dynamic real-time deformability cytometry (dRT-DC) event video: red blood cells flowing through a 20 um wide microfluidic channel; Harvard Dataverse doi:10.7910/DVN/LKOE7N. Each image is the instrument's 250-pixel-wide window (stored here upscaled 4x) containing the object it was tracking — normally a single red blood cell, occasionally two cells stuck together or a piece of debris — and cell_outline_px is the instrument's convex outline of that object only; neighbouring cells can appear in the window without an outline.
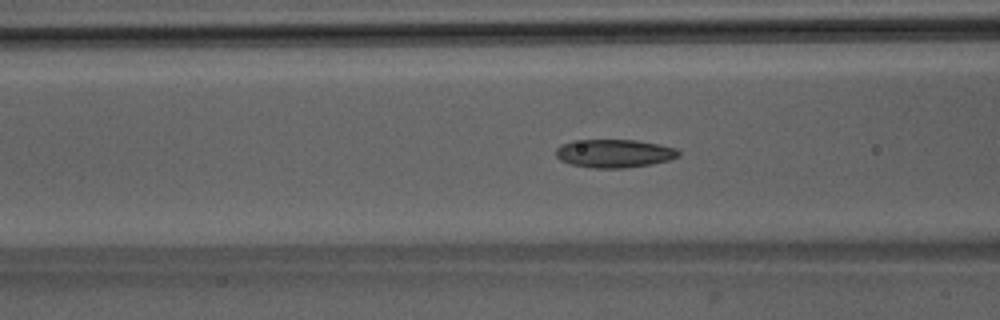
{"species": "Egyptian fruit bat (a non-hibernating species)", "species_latin": "Rousettus aegyptiacus", "temperature_condition": "room temperature", "stored_images_in_passage": 44, "camera_frame_rate_fps": 3000, "um_per_image_px": 0.085, "animal": {"sex": "male"}, "frame": {"image": 1, "passage_image": 13, "time_ms": 4.0, "image_size_px": [1000, 320], "cell_outline_px": [[680, 156], [668, 160], [652, 164], [624, 168], [592, 168], [572, 164], [560, 160], [556, 156], [556, 148], [560, 144], [572, 140], [636, 140], [660, 144], [676, 148], [680, 152]], "centroid_in_image_um": [52.21, 13.03], "position_along_channel_um": 114.4, "area_um2": 20.35}}
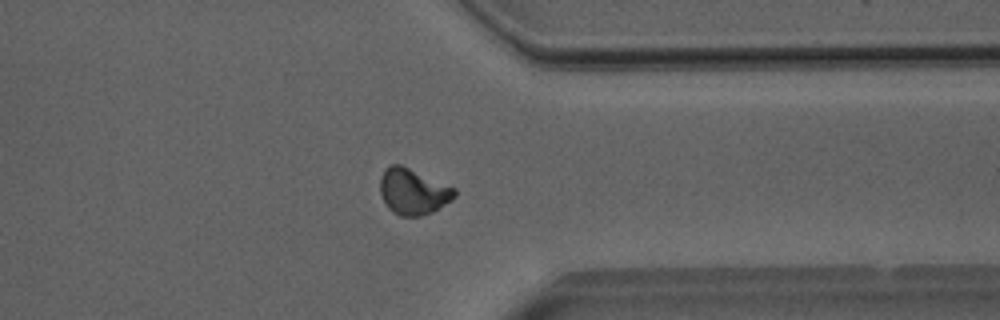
{"frame": {"image": 2, "passage_image": 33, "time_ms": 10.667, "image_size_px": [1000, 320], "cell_outline_px": [[456, 196], [452, 200], [432, 212], [420, 216], [400, 216], [392, 212], [388, 208], [380, 192], [380, 176], [384, 168], [392, 164], [400, 164], [456, 188]], "centroid_in_image_um": [35.1, 16.28], "position_along_channel_um": 376.3, "area_um2": 20.0}}
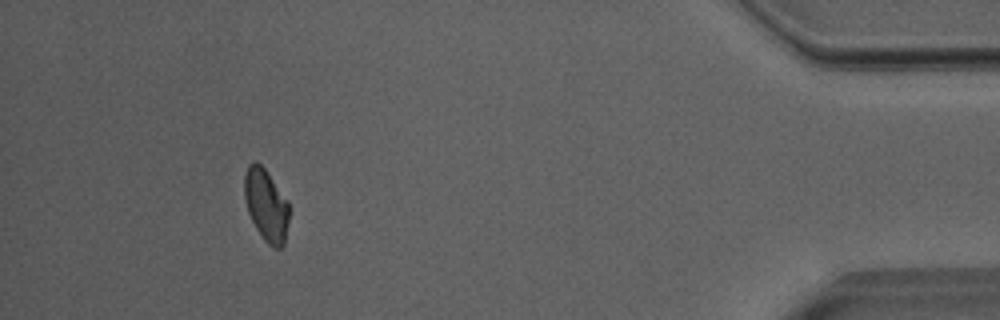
{"frame": {"image": 3, "passage_image": 40, "time_ms": 13.0, "image_size_px": [1000, 320], "cell_outline_px": [[288, 220], [284, 244], [280, 248], [272, 248], [264, 240], [256, 228], [248, 212], [244, 200], [244, 176], [248, 164], [252, 160], [256, 160], [264, 168], [288, 200]], "centroid_in_image_um": [22.6, 17.41], "position_along_channel_um": 412.6, "area_um2": 18.84}, "authors_computed_cell_mechanics": {"area_um2": 19.5942, "velocity_mm_per_s": 3.9905, "shape_relaxation_time_tau1_ms": 6.93, "shape_relaxation_time_tau2_ms": 6.3953, "deformation_change_tau1": 0.146, "deformation_change_tau2": 0.1062}}